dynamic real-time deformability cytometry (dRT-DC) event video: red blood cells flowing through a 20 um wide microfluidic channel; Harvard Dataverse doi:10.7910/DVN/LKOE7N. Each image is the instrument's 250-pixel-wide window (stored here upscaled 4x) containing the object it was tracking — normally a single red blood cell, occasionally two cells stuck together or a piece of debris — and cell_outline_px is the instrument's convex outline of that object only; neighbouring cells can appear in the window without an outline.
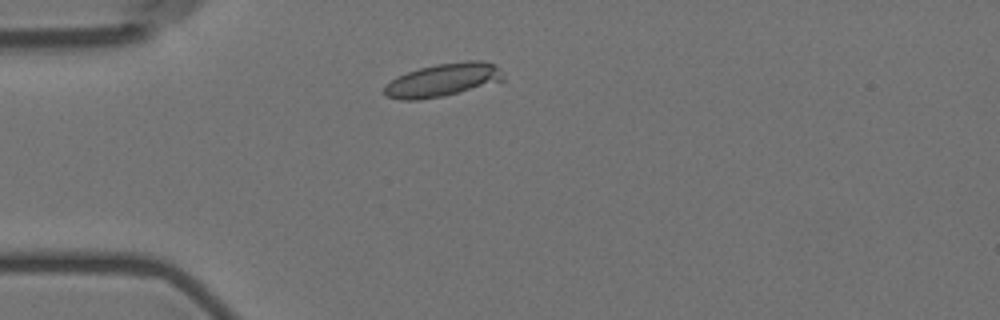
{"species": "Egyptian fruit bat (a non-hibernating species)", "species_latin": "Rousettus aegyptiacus", "temperature_condition": "room temperature", "stored_images_in_passage": 9, "camera_frame_rate_fps": 3000, "um_per_image_px": 0.085, "animal": {"sex": "female"}, "frame": {"image": 1, "passage_image": 2, "time_ms": 2.0, "image_size_px": [1000, 320], "cell_outline_px": [[504, 80], [460, 92], [444, 96], [420, 100], [400, 100], [384, 96], [380, 92], [396, 76], [420, 68], [436, 64], [464, 60], [484, 60], [496, 64], [504, 72]], "centroid_in_image_um": [37.66, 6.79], "position_along_channel_um": 47.3, "area_um2": 23.35}}
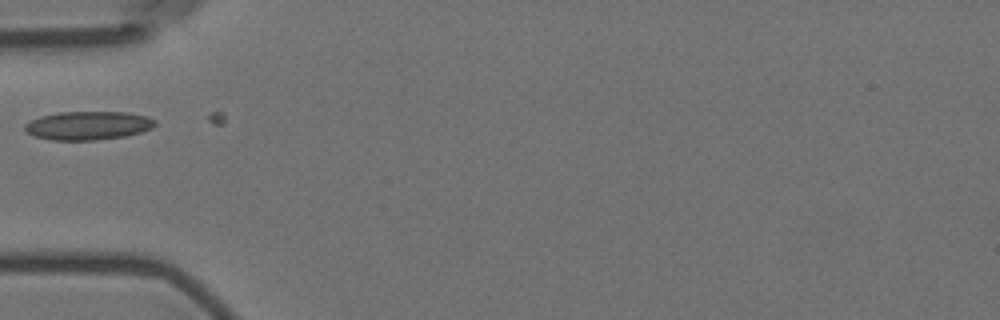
{"frame": {"image": 2, "passage_image": 3, "time_ms": 3.333, "image_size_px": [1000, 320], "cell_outline_px": [[156, 124], [152, 128], [140, 132], [124, 136], [96, 140], [52, 140], [36, 136], [28, 132], [24, 128], [24, 124], [40, 116], [60, 112], [128, 112], [148, 116], [156, 120]], "centroid_in_image_um": [7.52, 10.66], "position_along_channel_um": 77.5, "area_um2": 21.62}}